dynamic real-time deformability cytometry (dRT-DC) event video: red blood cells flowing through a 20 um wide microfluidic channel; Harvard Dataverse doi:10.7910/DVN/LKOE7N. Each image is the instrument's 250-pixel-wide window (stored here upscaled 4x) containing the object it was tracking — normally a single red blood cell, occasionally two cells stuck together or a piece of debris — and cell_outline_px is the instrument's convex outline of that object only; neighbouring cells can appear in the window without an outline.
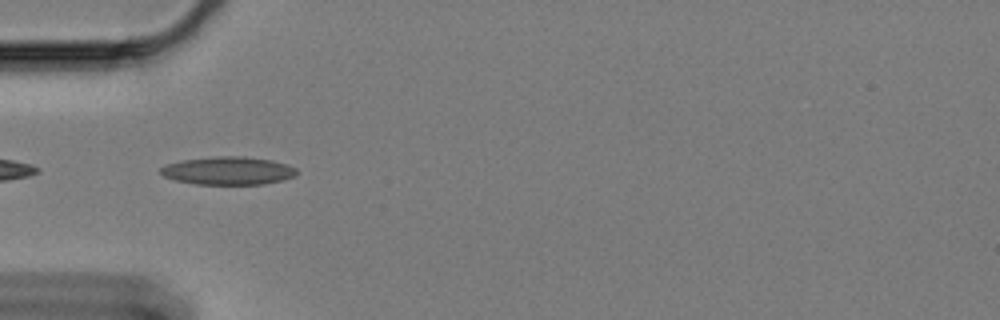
{"species": "Egyptian fruit bat (a non-hibernating species)", "species_latin": "Rousettus aegyptiacus", "temperature_condition": "cold", "stored_images_in_passage": 43, "camera_frame_rate_fps": 3000, "um_per_image_px": 0.085, "animal": {"sex": "female"}, "frame": {"image": 1, "passage_image": 2, "time_ms": 0.333, "image_size_px": [1000, 320], "cell_outline_px": [[296, 176], [284, 180], [264, 184], [196, 184], [176, 180], [164, 176], [160, 172], [160, 168], [164, 164], [184, 160], [220, 156], [244, 156], [272, 160], [288, 164], [296, 168]], "centroid_in_image_um": [19.42, 14.51], "position_along_channel_um": 65.6, "area_um2": 22.25}}
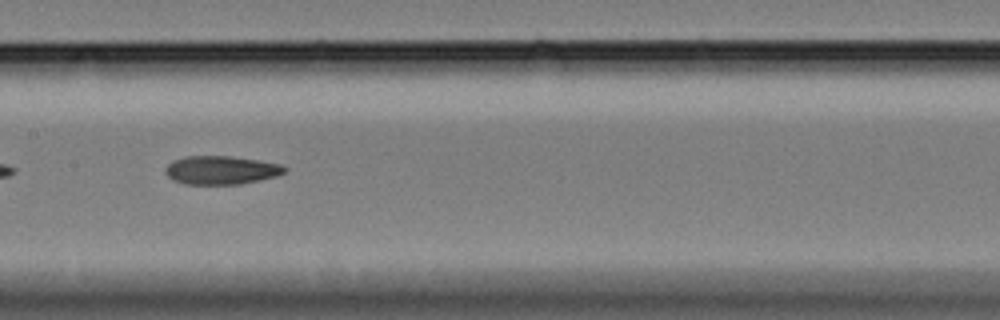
{"frame": {"image": 2, "passage_image": 13, "time_ms": 4.0, "image_size_px": [1000, 320], "cell_outline_px": [[288, 168], [284, 172], [276, 176], [240, 184], [184, 184], [172, 180], [164, 172], [168, 164], [172, 160], [184, 156], [228, 156], [260, 160], [280, 164]], "centroid_in_image_um": [18.77, 14.45], "position_along_channel_um": 188.6, "area_um2": 19.83}}
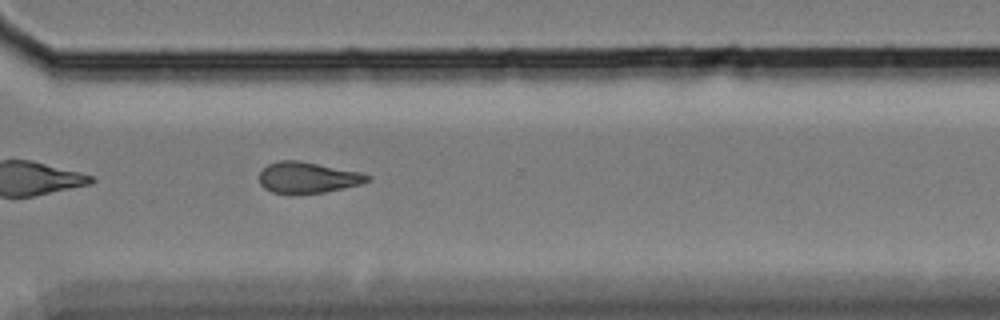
{"frame": {"image": 3, "passage_image": 27, "time_ms": 8.667, "image_size_px": [1000, 320], "cell_outline_px": [[372, 176], [368, 180], [360, 184], [344, 188], [324, 192], [292, 196], [288, 196], [272, 192], [264, 188], [260, 184], [260, 172], [268, 164], [280, 160], [300, 160], [360, 172]], "centroid_in_image_um": [26.12, 15.12], "position_along_channel_um": 344.5, "area_um2": 20.0}, "authors_computed_cell_mechanics": {"area_um2": 19.8254, "velocity_mm_per_s": 3.3516, "shape_relaxation_time_tau1_ms": null, "shape_relaxation_time_tau2_ms": 6.1036, "deformation_change_tau1": null, "deformation_change_tau2": 0.1387}}